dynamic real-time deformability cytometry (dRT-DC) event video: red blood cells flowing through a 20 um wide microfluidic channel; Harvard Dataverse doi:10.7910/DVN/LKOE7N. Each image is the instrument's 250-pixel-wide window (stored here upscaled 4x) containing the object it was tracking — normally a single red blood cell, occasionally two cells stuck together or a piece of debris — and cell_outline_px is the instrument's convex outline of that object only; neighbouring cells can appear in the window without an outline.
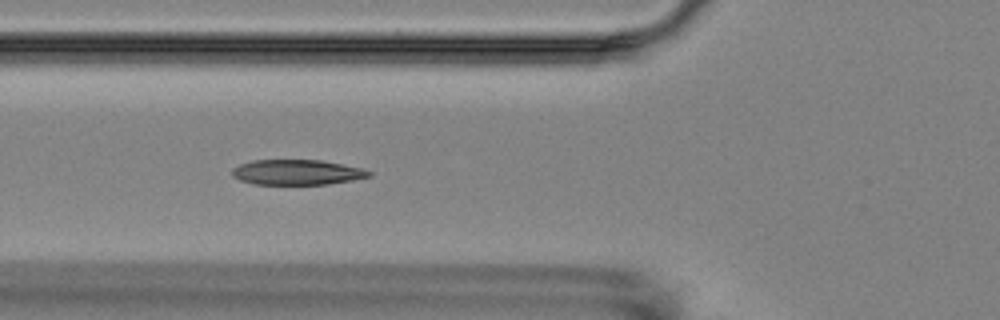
{"species": "Egyptian fruit bat (a non-hibernating species)", "species_latin": "Rousettus aegyptiacus", "temperature_condition": "room temperature", "stored_images_in_passage": 17, "camera_frame_rate_fps": 3000, "um_per_image_px": 0.085, "animal": {"sex": "female"}, "frame": {"image": 1, "passage_image": 7, "time_ms": 7.667, "image_size_px": [1000, 320], "cell_outline_px": [[372, 176], [352, 180], [328, 184], [252, 184], [240, 180], [232, 176], [232, 168], [240, 164], [252, 160], [320, 160], [364, 168], [372, 172]], "centroid_in_image_um": [25.25, 14.64], "position_along_channel_um": 100.6, "area_um2": 20.17}}
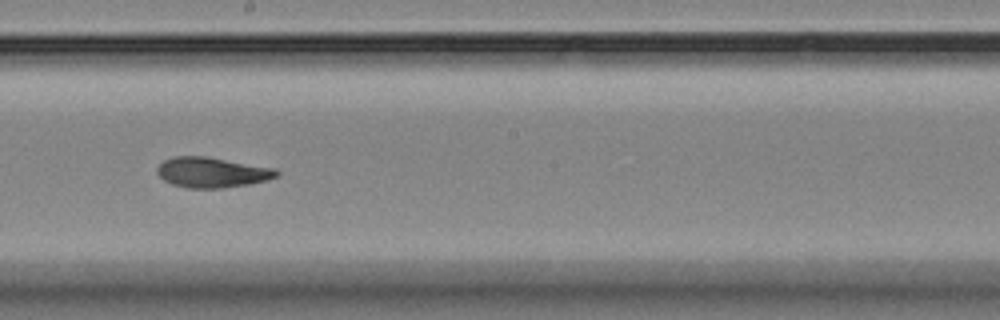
{"frame": {"image": 2, "passage_image": 10, "time_ms": 11.333, "image_size_px": [1000, 320], "cell_outline_px": [[280, 172], [276, 176], [268, 180], [248, 184], [224, 188], [188, 188], [172, 184], [164, 180], [156, 172], [156, 168], [164, 160], [172, 156], [204, 156], [276, 168]], "centroid_in_image_um": [18.01, 14.65], "position_along_channel_um": 230.2, "area_um2": 21.1}}
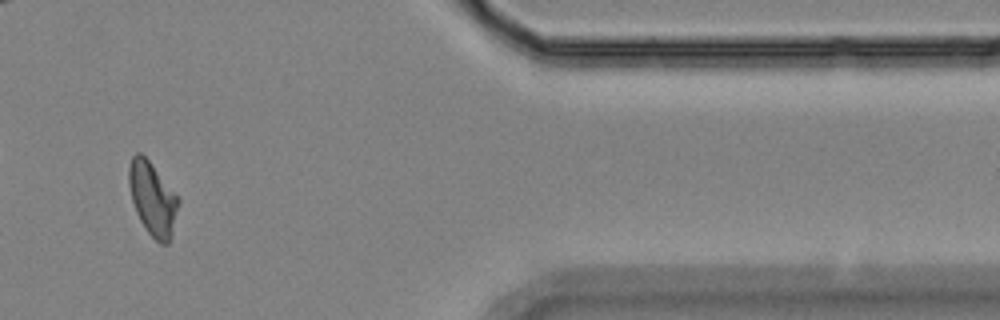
{"frame": {"image": 3, "passage_image": 15, "time_ms": 17.0, "image_size_px": [1000, 320], "cell_outline_px": [[180, 200], [172, 236], [168, 244], [160, 244], [148, 232], [140, 220], [136, 212], [132, 200], [128, 184], [128, 168], [132, 156], [136, 152], [140, 152], [148, 160], [180, 196]], "centroid_in_image_um": [12.99, 16.88], "position_along_channel_um": 398.4, "area_um2": 21.39}, "authors_computed_cell_mechanics": {"area_um2": 20.7502, "velocity_mm_per_s": 3.5256, "shape_relaxation_time_tau1_ms": 4.0806, "shape_relaxation_time_tau2_ms": 1.5642, "deformation_change_tau1": 0.1464, "deformation_change_tau2": 0.0717}}